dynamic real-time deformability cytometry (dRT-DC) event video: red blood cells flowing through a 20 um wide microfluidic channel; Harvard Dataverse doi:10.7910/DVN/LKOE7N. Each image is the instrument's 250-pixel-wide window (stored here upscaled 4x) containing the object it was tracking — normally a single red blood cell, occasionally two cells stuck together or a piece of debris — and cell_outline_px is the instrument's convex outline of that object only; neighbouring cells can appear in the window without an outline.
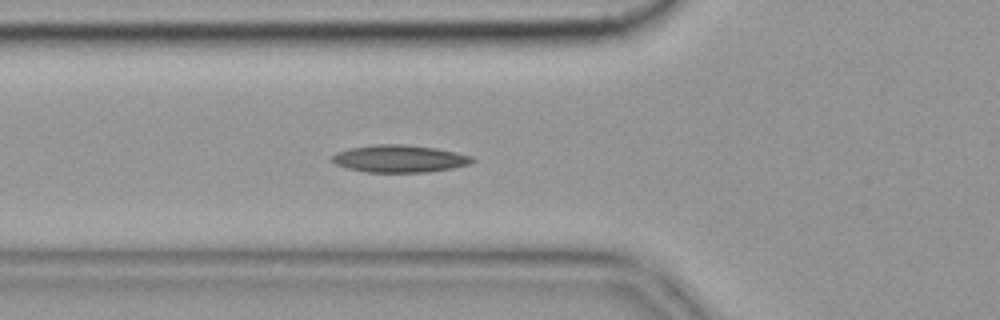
{"species": "common noctule bat (a hibernating species)", "species_latin": "Nyctalus noctula", "temperature_condition": "cold", "stored_images_in_passage": 31, "camera_frame_rate_fps": 3000, "um_per_image_px": 0.085, "animal": {"sex": "female", "body_mass_g": 19.9}, "frame": {"image": 1, "passage_image": 10, "time_ms": 3.0, "image_size_px": [1000, 320], "cell_outline_px": [[476, 160], [468, 164], [452, 168], [428, 172], [368, 172], [348, 168], [336, 164], [328, 160], [336, 152], [348, 148], [376, 144], [404, 144], [436, 148], [456, 152], [472, 156]], "centroid_in_image_um": [33.93, 13.48], "position_along_channel_um": 91.9, "area_um2": 22.43}}